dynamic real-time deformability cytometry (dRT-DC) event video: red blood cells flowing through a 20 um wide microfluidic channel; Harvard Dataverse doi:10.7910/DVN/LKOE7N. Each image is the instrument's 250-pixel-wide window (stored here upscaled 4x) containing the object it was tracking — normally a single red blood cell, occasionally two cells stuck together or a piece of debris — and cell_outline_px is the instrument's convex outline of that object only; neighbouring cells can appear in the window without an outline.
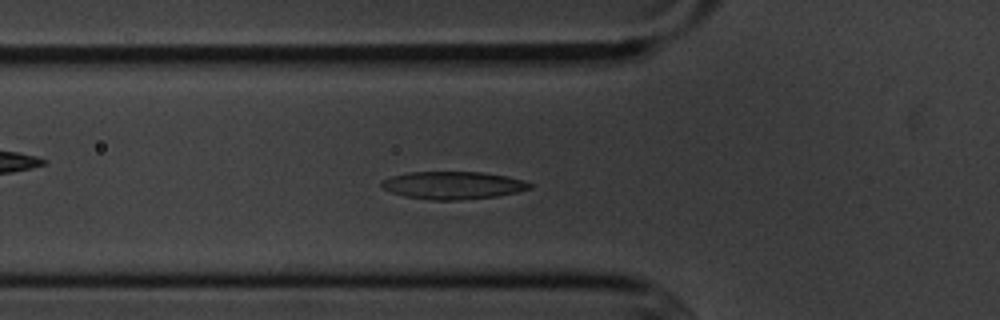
{"species": "common noctule bat (a hibernating species)", "species_latin": "Nyctalus noctula", "temperature_condition": "cold", "stored_images_in_passage": 54, "camera_frame_rate_fps": 3000, "um_per_image_px": 0.085, "animal": {"sex": "male", "body_mass_g": 20.1, "forearm_length_mm": 53.5}, "frame": {"image": 1, "passage_image": 18, "time_ms": 5.667, "image_size_px": [1000, 320], "cell_outline_px": [[532, 188], [516, 192], [496, 196], [456, 200], [432, 200], [404, 196], [392, 192], [384, 188], [380, 184], [380, 180], [392, 176], [408, 172], [480, 172], [508, 176], [524, 180], [532, 184]], "centroid_in_image_um": [38.5, 15.74], "position_along_channel_um": 87.3, "area_um2": 23.81}}
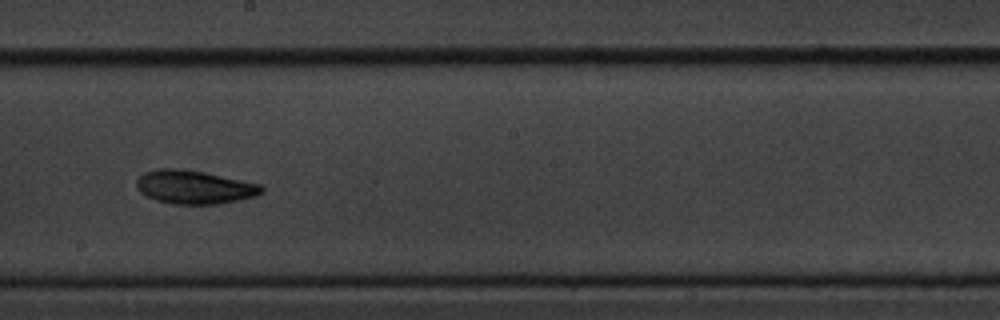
{"frame": {"image": 2, "passage_image": 30, "time_ms": 9.667, "image_size_px": [1000, 320], "cell_outline_px": [[264, 192], [256, 196], [240, 200], [216, 204], [172, 204], [156, 200], [140, 192], [136, 188], [136, 180], [144, 172], [156, 168], [172, 168], [204, 172], [260, 184], [264, 188]], "centroid_in_image_um": [16.51, 15.9], "position_along_channel_um": 231.7, "area_um2": 24.45}}
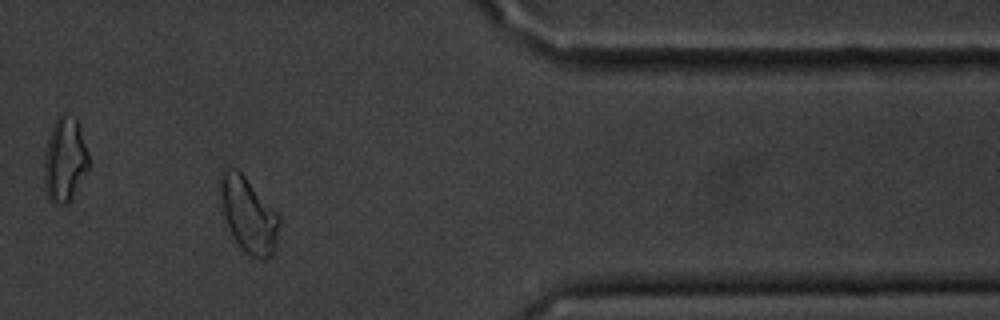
{"frame": {"image": 3, "passage_image": 45, "time_ms": 14.667, "image_size_px": [1000, 320], "cell_outline_px": [[280, 224], [276, 248], [264, 260], [252, 256], [244, 252], [236, 240], [224, 220], [220, 192], [220, 176], [228, 168], [236, 168], [244, 176], [280, 216]], "centroid_in_image_um": [21.13, 18.29], "position_along_channel_um": 390.3, "area_um2": 25.43}, "authors_computed_cell_mechanics": {"area_um2": 23.7847, "velocity_mm_per_s": 3.5933, "shape_relaxation_time_tau1_ms": 4.3757, "shape_relaxation_time_tau2_ms": 8.3431, "deformation_change_tau1": 0.1319, "deformation_change_tau2": 0.1532}}